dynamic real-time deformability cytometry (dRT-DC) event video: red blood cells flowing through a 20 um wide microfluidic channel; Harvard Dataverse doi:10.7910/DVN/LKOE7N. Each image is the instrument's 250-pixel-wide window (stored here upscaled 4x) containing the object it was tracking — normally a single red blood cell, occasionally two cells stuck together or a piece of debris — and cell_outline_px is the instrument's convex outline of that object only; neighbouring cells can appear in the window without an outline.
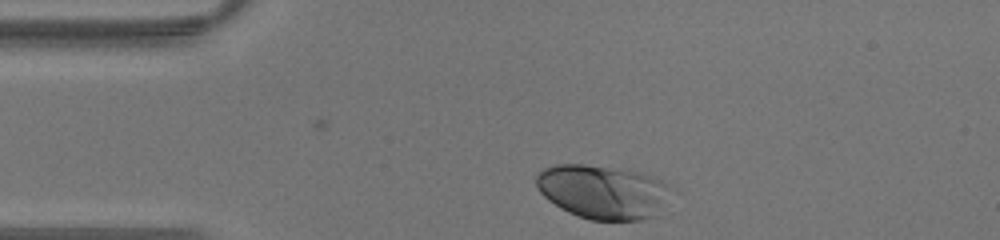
{"species": "human", "species_latin": "Homo sapiens", "temperature_condition": "warm", "stored_images_in_passage": 26, "camera_frame_rate_fps": 3000, "um_per_image_px": 0.085, "donor": {"sex": "male"}, "frame": {"image": 1, "passage_image": 1, "time_ms": 0.0, "image_size_px": [1000, 240], "cell_outline_px": [[668, 184], [652, 216], [640, 220], [592, 220], [568, 212], [560, 208], [548, 200], [536, 188], [536, 176], [544, 168], [556, 164], [584, 164], [628, 168], [644, 172]], "centroid_in_image_um": [51.11, 16.25], "position_along_channel_um": 33.9, "area_um2": 41.62}}
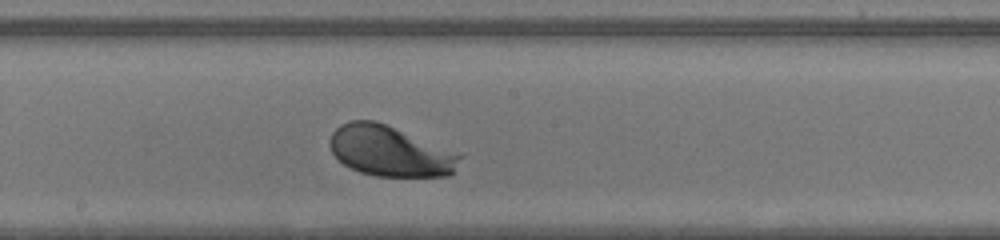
{"frame": {"image": 2, "passage_image": 15, "time_ms": 4.667, "image_size_px": [1000, 240], "cell_outline_px": [[464, 156], [452, 172], [448, 176], [376, 176], [360, 172], [344, 164], [332, 152], [328, 144], [328, 140], [332, 132], [340, 124], [352, 120], [372, 120], [384, 124], [464, 152]], "centroid_in_image_um": [33.21, 12.84], "position_along_channel_um": 215.0, "area_um2": 38.73}}
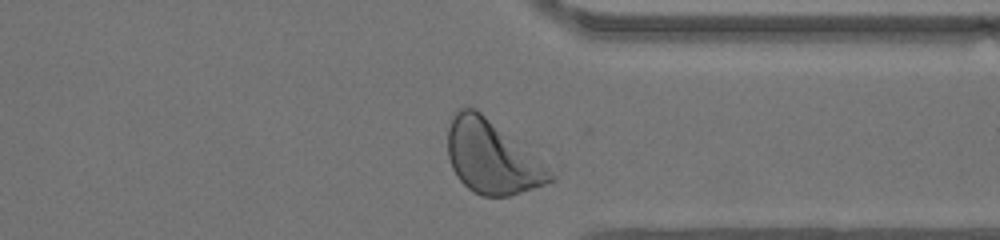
{"frame": {"image": 3, "passage_image": 25, "time_ms": 8.0, "image_size_px": [1000, 240], "cell_outline_px": [[556, 180], [508, 196], [480, 196], [472, 192], [456, 176], [452, 168], [448, 156], [448, 128], [452, 116], [456, 108], [476, 108], [548, 168], [556, 176]], "centroid_in_image_um": [41.75, 13.37], "position_along_channel_um": 369.7, "area_um2": 42.89}}